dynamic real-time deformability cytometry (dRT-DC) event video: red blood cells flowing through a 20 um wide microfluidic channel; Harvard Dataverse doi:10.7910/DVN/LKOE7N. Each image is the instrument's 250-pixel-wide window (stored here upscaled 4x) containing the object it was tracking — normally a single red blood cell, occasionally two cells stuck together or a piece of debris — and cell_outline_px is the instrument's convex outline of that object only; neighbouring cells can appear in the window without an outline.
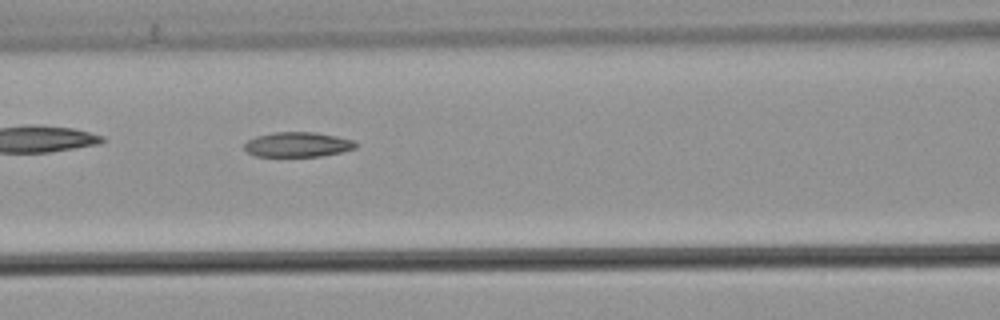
{"species": "common noctule bat (a hibernating species)", "species_latin": "Nyctalus noctula", "temperature_condition": "warm", "stored_images_in_passage": 32, "camera_frame_rate_fps": 3000, "um_per_image_px": 0.085, "animal": {"sex": "male", "body_mass_g": 21.5, "forearm_length_mm": 52.0}, "frame": {"image": 1, "passage_image": 13, "time_ms": 4.0, "image_size_px": [1000, 320], "cell_outline_px": [[356, 148], [340, 152], [320, 156], [256, 156], [248, 152], [244, 148], [244, 144], [248, 140], [256, 136], [276, 132], [316, 132], [336, 136], [352, 140], [356, 144]], "centroid_in_image_um": [25.28, 12.28], "position_along_channel_um": 141.3, "area_um2": 15.95}}